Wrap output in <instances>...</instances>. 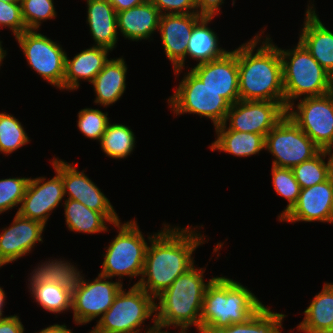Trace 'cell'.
<instances>
[{"mask_svg": "<svg viewBox=\"0 0 333 333\" xmlns=\"http://www.w3.org/2000/svg\"><path fill=\"white\" fill-rule=\"evenodd\" d=\"M163 225V230L148 236L151 244L147 246L143 273L134 284L154 299L194 266L192 254L200 244L205 243L201 233H196V229L190 226L181 229Z\"/></svg>", "mask_w": 333, "mask_h": 333, "instance_id": "6da1fadb", "label": "cell"}, {"mask_svg": "<svg viewBox=\"0 0 333 333\" xmlns=\"http://www.w3.org/2000/svg\"><path fill=\"white\" fill-rule=\"evenodd\" d=\"M256 34L238 47V84L240 100L285 102L282 59L277 45ZM259 42L261 46L255 48Z\"/></svg>", "mask_w": 333, "mask_h": 333, "instance_id": "7a4b0ae2", "label": "cell"}, {"mask_svg": "<svg viewBox=\"0 0 333 333\" xmlns=\"http://www.w3.org/2000/svg\"><path fill=\"white\" fill-rule=\"evenodd\" d=\"M264 304L241 283L216 276L204 293L200 332L246 322Z\"/></svg>", "mask_w": 333, "mask_h": 333, "instance_id": "3957f363", "label": "cell"}, {"mask_svg": "<svg viewBox=\"0 0 333 333\" xmlns=\"http://www.w3.org/2000/svg\"><path fill=\"white\" fill-rule=\"evenodd\" d=\"M204 268L191 267L180 275L171 286L155 299V314L153 323L162 328L171 325L175 328L188 329L195 325L200 330V315L207 286L215 278L205 283Z\"/></svg>", "mask_w": 333, "mask_h": 333, "instance_id": "277c9868", "label": "cell"}, {"mask_svg": "<svg viewBox=\"0 0 333 333\" xmlns=\"http://www.w3.org/2000/svg\"><path fill=\"white\" fill-rule=\"evenodd\" d=\"M285 107H294V99L318 97L333 91V77L298 41L293 49H281Z\"/></svg>", "mask_w": 333, "mask_h": 333, "instance_id": "5b68a950", "label": "cell"}, {"mask_svg": "<svg viewBox=\"0 0 333 333\" xmlns=\"http://www.w3.org/2000/svg\"><path fill=\"white\" fill-rule=\"evenodd\" d=\"M118 234L105 250L102 270L99 274L109 279L118 276L131 278L142 276L148 243L139 229L136 220L113 224Z\"/></svg>", "mask_w": 333, "mask_h": 333, "instance_id": "8992f818", "label": "cell"}, {"mask_svg": "<svg viewBox=\"0 0 333 333\" xmlns=\"http://www.w3.org/2000/svg\"><path fill=\"white\" fill-rule=\"evenodd\" d=\"M155 313V299L139 286L119 291L113 304L89 333H139Z\"/></svg>", "mask_w": 333, "mask_h": 333, "instance_id": "52a82bcc", "label": "cell"}, {"mask_svg": "<svg viewBox=\"0 0 333 333\" xmlns=\"http://www.w3.org/2000/svg\"><path fill=\"white\" fill-rule=\"evenodd\" d=\"M168 103L175 115L197 114L210 118L215 127L224 123L230 108L219 93L207 87L191 70L185 74Z\"/></svg>", "mask_w": 333, "mask_h": 333, "instance_id": "ba28073f", "label": "cell"}, {"mask_svg": "<svg viewBox=\"0 0 333 333\" xmlns=\"http://www.w3.org/2000/svg\"><path fill=\"white\" fill-rule=\"evenodd\" d=\"M265 149L275 158L272 165L284 168H293L321 151L287 114L265 136Z\"/></svg>", "mask_w": 333, "mask_h": 333, "instance_id": "9c48e42d", "label": "cell"}, {"mask_svg": "<svg viewBox=\"0 0 333 333\" xmlns=\"http://www.w3.org/2000/svg\"><path fill=\"white\" fill-rule=\"evenodd\" d=\"M15 38L31 69L63 90L67 54L62 47L37 30L27 29Z\"/></svg>", "mask_w": 333, "mask_h": 333, "instance_id": "30bf717a", "label": "cell"}, {"mask_svg": "<svg viewBox=\"0 0 333 333\" xmlns=\"http://www.w3.org/2000/svg\"><path fill=\"white\" fill-rule=\"evenodd\" d=\"M286 114L321 149L333 148V91L318 97L301 98Z\"/></svg>", "mask_w": 333, "mask_h": 333, "instance_id": "8fae6325", "label": "cell"}, {"mask_svg": "<svg viewBox=\"0 0 333 333\" xmlns=\"http://www.w3.org/2000/svg\"><path fill=\"white\" fill-rule=\"evenodd\" d=\"M123 288V283L108 281L106 276L98 274L93 281H86L82 276L73 291V319L77 325H85L102 315L113 304L115 297Z\"/></svg>", "mask_w": 333, "mask_h": 333, "instance_id": "7c38bea8", "label": "cell"}, {"mask_svg": "<svg viewBox=\"0 0 333 333\" xmlns=\"http://www.w3.org/2000/svg\"><path fill=\"white\" fill-rule=\"evenodd\" d=\"M56 176L48 181L45 177L30 178L25 195L17 213L23 217L36 220L46 225L50 213L58 207L64 194L62 181V160L51 162Z\"/></svg>", "mask_w": 333, "mask_h": 333, "instance_id": "4fadbf2b", "label": "cell"}, {"mask_svg": "<svg viewBox=\"0 0 333 333\" xmlns=\"http://www.w3.org/2000/svg\"><path fill=\"white\" fill-rule=\"evenodd\" d=\"M286 110L285 102L239 100L230 105L223 124H229L230 130L266 136L286 115Z\"/></svg>", "mask_w": 333, "mask_h": 333, "instance_id": "5bb4252c", "label": "cell"}, {"mask_svg": "<svg viewBox=\"0 0 333 333\" xmlns=\"http://www.w3.org/2000/svg\"><path fill=\"white\" fill-rule=\"evenodd\" d=\"M209 88L219 93L230 105L240 100L238 84V48L225 56L191 68Z\"/></svg>", "mask_w": 333, "mask_h": 333, "instance_id": "9a60e30c", "label": "cell"}, {"mask_svg": "<svg viewBox=\"0 0 333 333\" xmlns=\"http://www.w3.org/2000/svg\"><path fill=\"white\" fill-rule=\"evenodd\" d=\"M333 174L324 182L302 188L297 203L279 221L332 223Z\"/></svg>", "mask_w": 333, "mask_h": 333, "instance_id": "2e32d148", "label": "cell"}, {"mask_svg": "<svg viewBox=\"0 0 333 333\" xmlns=\"http://www.w3.org/2000/svg\"><path fill=\"white\" fill-rule=\"evenodd\" d=\"M195 14H163L158 31L166 57L173 64L175 75L185 67V55L194 24L201 18ZM181 71V72H180Z\"/></svg>", "mask_w": 333, "mask_h": 333, "instance_id": "e0dca14e", "label": "cell"}, {"mask_svg": "<svg viewBox=\"0 0 333 333\" xmlns=\"http://www.w3.org/2000/svg\"><path fill=\"white\" fill-rule=\"evenodd\" d=\"M45 225L16 212L12 224L0 233V267L31 252L42 240Z\"/></svg>", "mask_w": 333, "mask_h": 333, "instance_id": "ac0fdd59", "label": "cell"}, {"mask_svg": "<svg viewBox=\"0 0 333 333\" xmlns=\"http://www.w3.org/2000/svg\"><path fill=\"white\" fill-rule=\"evenodd\" d=\"M73 165L62 160V181L64 194L68 193V199L79 201L87 208L100 213H116L101 189L85 175L83 170L80 172Z\"/></svg>", "mask_w": 333, "mask_h": 333, "instance_id": "d6986e66", "label": "cell"}, {"mask_svg": "<svg viewBox=\"0 0 333 333\" xmlns=\"http://www.w3.org/2000/svg\"><path fill=\"white\" fill-rule=\"evenodd\" d=\"M307 6L299 41L333 77V31L327 29L319 19L314 4Z\"/></svg>", "mask_w": 333, "mask_h": 333, "instance_id": "ffe728a7", "label": "cell"}, {"mask_svg": "<svg viewBox=\"0 0 333 333\" xmlns=\"http://www.w3.org/2000/svg\"><path fill=\"white\" fill-rule=\"evenodd\" d=\"M161 13L150 0L117 13V26L123 37L132 41L150 38L158 30Z\"/></svg>", "mask_w": 333, "mask_h": 333, "instance_id": "44dd1931", "label": "cell"}, {"mask_svg": "<svg viewBox=\"0 0 333 333\" xmlns=\"http://www.w3.org/2000/svg\"><path fill=\"white\" fill-rule=\"evenodd\" d=\"M109 51L111 50L93 45L76 54L72 59L66 55L63 90L79 88L80 79L88 80L91 83L109 61L107 57Z\"/></svg>", "mask_w": 333, "mask_h": 333, "instance_id": "7402d4cb", "label": "cell"}, {"mask_svg": "<svg viewBox=\"0 0 333 333\" xmlns=\"http://www.w3.org/2000/svg\"><path fill=\"white\" fill-rule=\"evenodd\" d=\"M87 24L96 46L113 50L117 43V13L107 0H87Z\"/></svg>", "mask_w": 333, "mask_h": 333, "instance_id": "603a6c76", "label": "cell"}, {"mask_svg": "<svg viewBox=\"0 0 333 333\" xmlns=\"http://www.w3.org/2000/svg\"><path fill=\"white\" fill-rule=\"evenodd\" d=\"M127 69L123 57L110 58L91 82L96 93L94 103L107 107L122 97L126 89Z\"/></svg>", "mask_w": 333, "mask_h": 333, "instance_id": "cb8c5ba5", "label": "cell"}, {"mask_svg": "<svg viewBox=\"0 0 333 333\" xmlns=\"http://www.w3.org/2000/svg\"><path fill=\"white\" fill-rule=\"evenodd\" d=\"M65 221L70 231L95 234L106 232L107 224H114L120 221L117 213H100L91 210L81 202L66 199L64 201Z\"/></svg>", "mask_w": 333, "mask_h": 333, "instance_id": "d4e9b609", "label": "cell"}, {"mask_svg": "<svg viewBox=\"0 0 333 333\" xmlns=\"http://www.w3.org/2000/svg\"><path fill=\"white\" fill-rule=\"evenodd\" d=\"M217 138L210 150H219L238 157H249L265 150V136L258 133L234 131L221 124L215 127Z\"/></svg>", "mask_w": 333, "mask_h": 333, "instance_id": "484cf974", "label": "cell"}, {"mask_svg": "<svg viewBox=\"0 0 333 333\" xmlns=\"http://www.w3.org/2000/svg\"><path fill=\"white\" fill-rule=\"evenodd\" d=\"M214 17L202 16L195 24L188 41L186 56L198 61L197 65L217 60L229 51L218 46L216 33L208 27Z\"/></svg>", "mask_w": 333, "mask_h": 333, "instance_id": "4316f807", "label": "cell"}, {"mask_svg": "<svg viewBox=\"0 0 333 333\" xmlns=\"http://www.w3.org/2000/svg\"><path fill=\"white\" fill-rule=\"evenodd\" d=\"M304 310L305 317L297 330L305 333H321L329 329L333 321V283H325Z\"/></svg>", "mask_w": 333, "mask_h": 333, "instance_id": "83f0119b", "label": "cell"}, {"mask_svg": "<svg viewBox=\"0 0 333 333\" xmlns=\"http://www.w3.org/2000/svg\"><path fill=\"white\" fill-rule=\"evenodd\" d=\"M34 268L28 279L32 283H56L65 289L74 291L82 275L71 263L65 260H50Z\"/></svg>", "mask_w": 333, "mask_h": 333, "instance_id": "f1b7e54d", "label": "cell"}, {"mask_svg": "<svg viewBox=\"0 0 333 333\" xmlns=\"http://www.w3.org/2000/svg\"><path fill=\"white\" fill-rule=\"evenodd\" d=\"M285 314L272 312L265 305L251 316L246 322L231 324L206 333H281L282 320ZM198 333L200 330H197Z\"/></svg>", "mask_w": 333, "mask_h": 333, "instance_id": "f546056e", "label": "cell"}, {"mask_svg": "<svg viewBox=\"0 0 333 333\" xmlns=\"http://www.w3.org/2000/svg\"><path fill=\"white\" fill-rule=\"evenodd\" d=\"M29 285L31 296L44 310L60 314L72 309V291L56 283H32L30 281Z\"/></svg>", "mask_w": 333, "mask_h": 333, "instance_id": "4dcf8cb0", "label": "cell"}, {"mask_svg": "<svg viewBox=\"0 0 333 333\" xmlns=\"http://www.w3.org/2000/svg\"><path fill=\"white\" fill-rule=\"evenodd\" d=\"M100 146L110 158L124 159L135 147L134 132L128 126L109 122L100 140Z\"/></svg>", "mask_w": 333, "mask_h": 333, "instance_id": "1f68e13d", "label": "cell"}, {"mask_svg": "<svg viewBox=\"0 0 333 333\" xmlns=\"http://www.w3.org/2000/svg\"><path fill=\"white\" fill-rule=\"evenodd\" d=\"M327 155L329 158L326 163L324 159ZM292 170L301 189L322 183L333 174L331 154L328 150H321L312 159L294 166Z\"/></svg>", "mask_w": 333, "mask_h": 333, "instance_id": "d6a6232c", "label": "cell"}, {"mask_svg": "<svg viewBox=\"0 0 333 333\" xmlns=\"http://www.w3.org/2000/svg\"><path fill=\"white\" fill-rule=\"evenodd\" d=\"M21 122L7 113H0V152L11 154L29 142Z\"/></svg>", "mask_w": 333, "mask_h": 333, "instance_id": "836d02e7", "label": "cell"}, {"mask_svg": "<svg viewBox=\"0 0 333 333\" xmlns=\"http://www.w3.org/2000/svg\"><path fill=\"white\" fill-rule=\"evenodd\" d=\"M272 183L278 195L288 200L287 207L278 216L280 220L297 203L301 187L295 179L292 168L272 165Z\"/></svg>", "mask_w": 333, "mask_h": 333, "instance_id": "e575fe53", "label": "cell"}, {"mask_svg": "<svg viewBox=\"0 0 333 333\" xmlns=\"http://www.w3.org/2000/svg\"><path fill=\"white\" fill-rule=\"evenodd\" d=\"M21 10L28 30H39L41 21L56 17L53 0H21Z\"/></svg>", "mask_w": 333, "mask_h": 333, "instance_id": "d590c367", "label": "cell"}, {"mask_svg": "<svg viewBox=\"0 0 333 333\" xmlns=\"http://www.w3.org/2000/svg\"><path fill=\"white\" fill-rule=\"evenodd\" d=\"M107 116L99 109L84 108L78 112L77 126L84 136L100 142L110 122Z\"/></svg>", "mask_w": 333, "mask_h": 333, "instance_id": "8d00e7d4", "label": "cell"}, {"mask_svg": "<svg viewBox=\"0 0 333 333\" xmlns=\"http://www.w3.org/2000/svg\"><path fill=\"white\" fill-rule=\"evenodd\" d=\"M30 178L0 180V214L21 204Z\"/></svg>", "mask_w": 333, "mask_h": 333, "instance_id": "74e56055", "label": "cell"}, {"mask_svg": "<svg viewBox=\"0 0 333 333\" xmlns=\"http://www.w3.org/2000/svg\"><path fill=\"white\" fill-rule=\"evenodd\" d=\"M0 27L10 28L15 37L27 30L22 17L21 3H6L0 0Z\"/></svg>", "mask_w": 333, "mask_h": 333, "instance_id": "f35d334b", "label": "cell"}, {"mask_svg": "<svg viewBox=\"0 0 333 333\" xmlns=\"http://www.w3.org/2000/svg\"><path fill=\"white\" fill-rule=\"evenodd\" d=\"M163 14H195L196 0H150ZM164 12V13H163Z\"/></svg>", "mask_w": 333, "mask_h": 333, "instance_id": "ab89813d", "label": "cell"}, {"mask_svg": "<svg viewBox=\"0 0 333 333\" xmlns=\"http://www.w3.org/2000/svg\"><path fill=\"white\" fill-rule=\"evenodd\" d=\"M224 0H196L197 13L200 16L214 17L221 8V4Z\"/></svg>", "mask_w": 333, "mask_h": 333, "instance_id": "60d3db41", "label": "cell"}, {"mask_svg": "<svg viewBox=\"0 0 333 333\" xmlns=\"http://www.w3.org/2000/svg\"><path fill=\"white\" fill-rule=\"evenodd\" d=\"M19 316L11 315L0 321V333H24V326Z\"/></svg>", "mask_w": 333, "mask_h": 333, "instance_id": "b9f144b4", "label": "cell"}, {"mask_svg": "<svg viewBox=\"0 0 333 333\" xmlns=\"http://www.w3.org/2000/svg\"><path fill=\"white\" fill-rule=\"evenodd\" d=\"M116 13L143 4L146 0H107Z\"/></svg>", "mask_w": 333, "mask_h": 333, "instance_id": "7bdbcfd3", "label": "cell"}, {"mask_svg": "<svg viewBox=\"0 0 333 333\" xmlns=\"http://www.w3.org/2000/svg\"><path fill=\"white\" fill-rule=\"evenodd\" d=\"M38 333V332H36ZM39 333H73L72 330L67 329L65 324H54L47 328L42 329Z\"/></svg>", "mask_w": 333, "mask_h": 333, "instance_id": "ee69618b", "label": "cell"}, {"mask_svg": "<svg viewBox=\"0 0 333 333\" xmlns=\"http://www.w3.org/2000/svg\"><path fill=\"white\" fill-rule=\"evenodd\" d=\"M5 292L2 289V287H0V321L6 317H3V306L5 305Z\"/></svg>", "mask_w": 333, "mask_h": 333, "instance_id": "f6af8a7d", "label": "cell"}, {"mask_svg": "<svg viewBox=\"0 0 333 333\" xmlns=\"http://www.w3.org/2000/svg\"><path fill=\"white\" fill-rule=\"evenodd\" d=\"M187 330L188 329H186V328H180V333H187ZM150 333H170V332L165 331V330L162 331L161 326L155 325V327L152 329V331Z\"/></svg>", "mask_w": 333, "mask_h": 333, "instance_id": "bcb514c9", "label": "cell"}, {"mask_svg": "<svg viewBox=\"0 0 333 333\" xmlns=\"http://www.w3.org/2000/svg\"><path fill=\"white\" fill-rule=\"evenodd\" d=\"M6 50H4V48H2V42L0 41V66L2 65V61L4 60V58L6 57Z\"/></svg>", "mask_w": 333, "mask_h": 333, "instance_id": "7dc6e473", "label": "cell"}, {"mask_svg": "<svg viewBox=\"0 0 333 333\" xmlns=\"http://www.w3.org/2000/svg\"><path fill=\"white\" fill-rule=\"evenodd\" d=\"M6 3H21V0H1Z\"/></svg>", "mask_w": 333, "mask_h": 333, "instance_id": "c3c4849f", "label": "cell"}, {"mask_svg": "<svg viewBox=\"0 0 333 333\" xmlns=\"http://www.w3.org/2000/svg\"><path fill=\"white\" fill-rule=\"evenodd\" d=\"M327 331L333 333V321H332V323H331V325H330V327H329V329Z\"/></svg>", "mask_w": 333, "mask_h": 333, "instance_id": "681fc988", "label": "cell"}, {"mask_svg": "<svg viewBox=\"0 0 333 333\" xmlns=\"http://www.w3.org/2000/svg\"><path fill=\"white\" fill-rule=\"evenodd\" d=\"M155 323L153 324V326L152 327H149V329L145 332V333H150L151 331H152V329L155 327Z\"/></svg>", "mask_w": 333, "mask_h": 333, "instance_id": "f907efd6", "label": "cell"}, {"mask_svg": "<svg viewBox=\"0 0 333 333\" xmlns=\"http://www.w3.org/2000/svg\"><path fill=\"white\" fill-rule=\"evenodd\" d=\"M329 152H330V154H331V158H332V168H333V149H331Z\"/></svg>", "mask_w": 333, "mask_h": 333, "instance_id": "816d5d0a", "label": "cell"}, {"mask_svg": "<svg viewBox=\"0 0 333 333\" xmlns=\"http://www.w3.org/2000/svg\"><path fill=\"white\" fill-rule=\"evenodd\" d=\"M332 223H333V205H332Z\"/></svg>", "mask_w": 333, "mask_h": 333, "instance_id": "f5cc1de1", "label": "cell"}]
</instances>
